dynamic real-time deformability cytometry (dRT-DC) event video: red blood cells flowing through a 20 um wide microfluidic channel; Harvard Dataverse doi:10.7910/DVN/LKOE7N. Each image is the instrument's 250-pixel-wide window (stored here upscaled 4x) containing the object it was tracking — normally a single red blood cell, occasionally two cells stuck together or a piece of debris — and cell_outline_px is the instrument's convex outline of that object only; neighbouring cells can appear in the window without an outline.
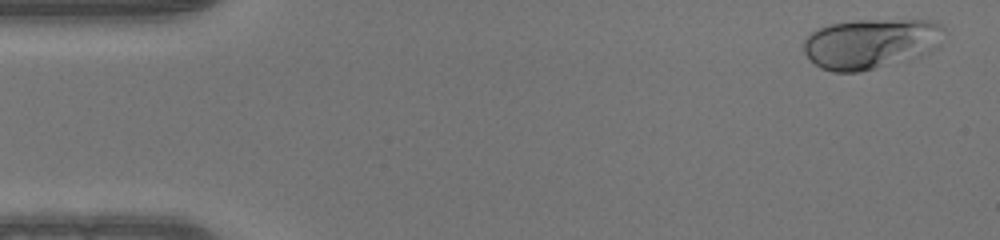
{"species": "human", "species_latin": "Homo sapiens", "temperature_condition": "warm", "stored_images_in_passage": 49, "camera_frame_rate_fps": 3000, "um_per_image_px": 0.085, "donor": {"sex": "male"}, "frame": {"image": 1, "passage_image": 2, "time_ms": 0.333, "image_size_px": [1000, 240], "cell_outline_px": [[948, 32], [940, 48], [924, 56], [860, 72], [832, 72], [820, 68], [804, 52], [804, 40], [812, 32], [828, 24], [856, 20], [928, 20], [940, 24]], "centroid_in_image_um": [74.12, 3.7], "position_along_channel_um": 10.9, "area_um2": 41.79}}
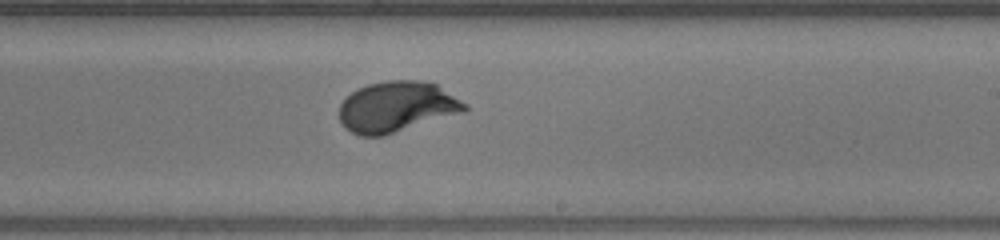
{"frame": {"image": 2, "passage_image": 29, "time_ms": 9.333, "image_size_px": [1000, 240], "cell_outline_px": [[468, 108], [464, 112], [384, 136], [360, 136], [344, 128], [340, 120], [340, 104], [352, 92], [368, 84], [388, 80], [420, 80], [436, 84], [468, 104]], "centroid_in_image_um": [33.74, 9.09], "position_along_channel_um": 255.3, "area_um2": 37.05}}
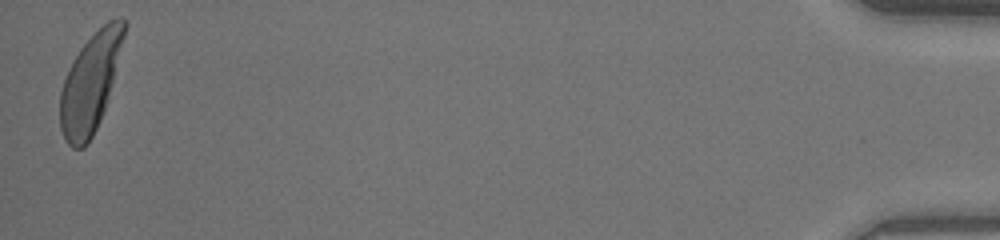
{"frame": {"image": 3, "passage_image": 49, "time_ms": 16.0, "image_size_px": [1000, 240], "cell_outline_px": [[128, 24], [104, 108], [100, 120], [88, 144], [84, 148], [72, 148], [68, 144], [60, 128], [60, 92], [64, 80], [80, 48], [108, 20], [120, 16]], "centroid_in_image_um": [7.67, 7.06], "position_along_channel_um": 427.5, "area_um2": 35.84}}